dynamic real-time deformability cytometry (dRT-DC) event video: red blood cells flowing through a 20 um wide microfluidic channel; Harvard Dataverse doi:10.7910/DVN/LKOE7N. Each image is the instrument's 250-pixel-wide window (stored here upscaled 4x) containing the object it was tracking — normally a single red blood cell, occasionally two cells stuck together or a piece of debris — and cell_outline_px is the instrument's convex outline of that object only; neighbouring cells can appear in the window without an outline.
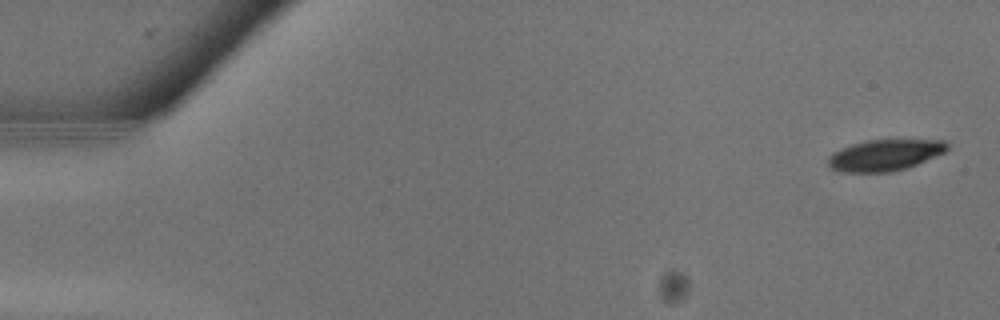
{"species": "common noctule bat (a hibernating species)", "species_latin": "Nyctalus noctula", "temperature_condition": "warm", "stored_images_in_passage": 12, "camera_frame_rate_fps": 3000, "um_per_image_px": 0.085, "animal": {"sex": "male", "body_mass_g": 13.3}, "frame": {"image": 1, "passage_image": 1, "time_ms": 0.0, "image_size_px": [1000, 320], "cell_outline_px": [[948, 148], [944, 152], [908, 168], [892, 172], [836, 172], [828, 164], [828, 156], [832, 152], [840, 148], [852, 144], [868, 140], [944, 140], [948, 144]], "centroid_in_image_um": [75.17, 13.19], "position_along_channel_um": 9.8, "area_um2": 21.73}}
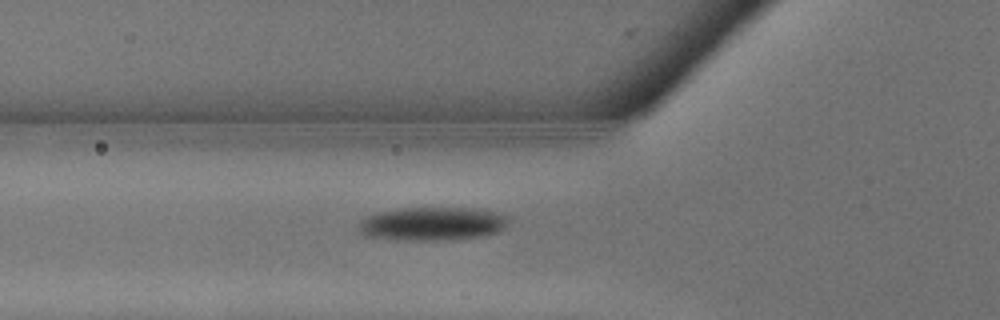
{"frame": {"image": 2, "passage_image": 10, "time_ms": 3.0, "image_size_px": [1000, 320], "cell_outline_px": [[508, 220], [504, 228], [500, 232], [484, 236], [456, 240], [404, 240], [364, 236], [360, 232], [356, 224], [360, 220], [376, 212], [396, 208], [480, 208], [496, 212], [504, 216]], "centroid_in_image_um": [36.72, 19.02], "position_along_channel_um": 89.1, "area_um2": 29.71}}